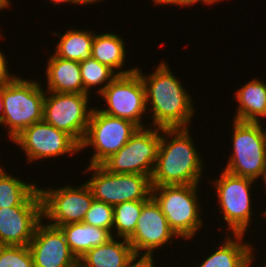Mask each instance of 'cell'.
Segmentation results:
<instances>
[{"label": "cell", "instance_id": "cell-15", "mask_svg": "<svg viewBox=\"0 0 266 267\" xmlns=\"http://www.w3.org/2000/svg\"><path fill=\"white\" fill-rule=\"evenodd\" d=\"M174 237L178 236L168 224L159 204L151 196L144 203L135 231L128 239L135 255L154 257L153 251L173 242Z\"/></svg>", "mask_w": 266, "mask_h": 267}, {"label": "cell", "instance_id": "cell-29", "mask_svg": "<svg viewBox=\"0 0 266 267\" xmlns=\"http://www.w3.org/2000/svg\"><path fill=\"white\" fill-rule=\"evenodd\" d=\"M6 60L5 54L0 51V88L14 77L8 70L9 66H7L8 62Z\"/></svg>", "mask_w": 266, "mask_h": 267}, {"label": "cell", "instance_id": "cell-6", "mask_svg": "<svg viewBox=\"0 0 266 267\" xmlns=\"http://www.w3.org/2000/svg\"><path fill=\"white\" fill-rule=\"evenodd\" d=\"M85 171H94L86 182L94 199L113 207L123 202L148 200L152 196L150 176L112 173L102 165H88Z\"/></svg>", "mask_w": 266, "mask_h": 267}, {"label": "cell", "instance_id": "cell-19", "mask_svg": "<svg viewBox=\"0 0 266 267\" xmlns=\"http://www.w3.org/2000/svg\"><path fill=\"white\" fill-rule=\"evenodd\" d=\"M47 90L55 93H84L79 62L57 57L47 60Z\"/></svg>", "mask_w": 266, "mask_h": 267}, {"label": "cell", "instance_id": "cell-9", "mask_svg": "<svg viewBox=\"0 0 266 267\" xmlns=\"http://www.w3.org/2000/svg\"><path fill=\"white\" fill-rule=\"evenodd\" d=\"M88 103L89 94L45 91L43 119L70 135L80 145L93 110L89 109Z\"/></svg>", "mask_w": 266, "mask_h": 267}, {"label": "cell", "instance_id": "cell-27", "mask_svg": "<svg viewBox=\"0 0 266 267\" xmlns=\"http://www.w3.org/2000/svg\"><path fill=\"white\" fill-rule=\"evenodd\" d=\"M113 218V206L94 199L82 222L107 229L114 237L115 234L112 232Z\"/></svg>", "mask_w": 266, "mask_h": 267}, {"label": "cell", "instance_id": "cell-37", "mask_svg": "<svg viewBox=\"0 0 266 267\" xmlns=\"http://www.w3.org/2000/svg\"><path fill=\"white\" fill-rule=\"evenodd\" d=\"M83 5H88V4H91L92 2H93V4H94V2L96 3V2H101V1H103V0H79Z\"/></svg>", "mask_w": 266, "mask_h": 267}, {"label": "cell", "instance_id": "cell-31", "mask_svg": "<svg viewBox=\"0 0 266 267\" xmlns=\"http://www.w3.org/2000/svg\"><path fill=\"white\" fill-rule=\"evenodd\" d=\"M155 4L159 5H177V6H189L191 5V0H152Z\"/></svg>", "mask_w": 266, "mask_h": 267}, {"label": "cell", "instance_id": "cell-2", "mask_svg": "<svg viewBox=\"0 0 266 267\" xmlns=\"http://www.w3.org/2000/svg\"><path fill=\"white\" fill-rule=\"evenodd\" d=\"M136 71L145 87L146 106L152 107L151 125L158 128H188L195 113L193 102L167 63H160L147 77L140 68L136 67Z\"/></svg>", "mask_w": 266, "mask_h": 267}, {"label": "cell", "instance_id": "cell-30", "mask_svg": "<svg viewBox=\"0 0 266 267\" xmlns=\"http://www.w3.org/2000/svg\"><path fill=\"white\" fill-rule=\"evenodd\" d=\"M153 261V257L136 256L128 267H154L155 264Z\"/></svg>", "mask_w": 266, "mask_h": 267}, {"label": "cell", "instance_id": "cell-28", "mask_svg": "<svg viewBox=\"0 0 266 267\" xmlns=\"http://www.w3.org/2000/svg\"><path fill=\"white\" fill-rule=\"evenodd\" d=\"M0 267H34L29 247L0 245Z\"/></svg>", "mask_w": 266, "mask_h": 267}, {"label": "cell", "instance_id": "cell-18", "mask_svg": "<svg viewBox=\"0 0 266 267\" xmlns=\"http://www.w3.org/2000/svg\"><path fill=\"white\" fill-rule=\"evenodd\" d=\"M227 237L224 243L198 267H252L254 261L253 247L244 243L243 237L245 234H231ZM233 235V237H232ZM234 238V239H233Z\"/></svg>", "mask_w": 266, "mask_h": 267}, {"label": "cell", "instance_id": "cell-36", "mask_svg": "<svg viewBox=\"0 0 266 267\" xmlns=\"http://www.w3.org/2000/svg\"><path fill=\"white\" fill-rule=\"evenodd\" d=\"M0 124L2 125L3 122V100L0 94Z\"/></svg>", "mask_w": 266, "mask_h": 267}, {"label": "cell", "instance_id": "cell-7", "mask_svg": "<svg viewBox=\"0 0 266 267\" xmlns=\"http://www.w3.org/2000/svg\"><path fill=\"white\" fill-rule=\"evenodd\" d=\"M138 128L129 120L107 115L94 107L80 150L91 146L94 154L89 165H101L118 152Z\"/></svg>", "mask_w": 266, "mask_h": 267}, {"label": "cell", "instance_id": "cell-14", "mask_svg": "<svg viewBox=\"0 0 266 267\" xmlns=\"http://www.w3.org/2000/svg\"><path fill=\"white\" fill-rule=\"evenodd\" d=\"M43 220L37 188L20 206L0 209V245L28 246Z\"/></svg>", "mask_w": 266, "mask_h": 267}, {"label": "cell", "instance_id": "cell-35", "mask_svg": "<svg viewBox=\"0 0 266 267\" xmlns=\"http://www.w3.org/2000/svg\"><path fill=\"white\" fill-rule=\"evenodd\" d=\"M10 6V0H0V11L1 9L8 8Z\"/></svg>", "mask_w": 266, "mask_h": 267}, {"label": "cell", "instance_id": "cell-5", "mask_svg": "<svg viewBox=\"0 0 266 267\" xmlns=\"http://www.w3.org/2000/svg\"><path fill=\"white\" fill-rule=\"evenodd\" d=\"M233 152L225 171L240 177L257 180L262 176L266 153V128L261 122L233 119Z\"/></svg>", "mask_w": 266, "mask_h": 267}, {"label": "cell", "instance_id": "cell-1", "mask_svg": "<svg viewBox=\"0 0 266 267\" xmlns=\"http://www.w3.org/2000/svg\"><path fill=\"white\" fill-rule=\"evenodd\" d=\"M189 130L161 128L157 161L151 177L152 187L201 183L204 164Z\"/></svg>", "mask_w": 266, "mask_h": 267}, {"label": "cell", "instance_id": "cell-17", "mask_svg": "<svg viewBox=\"0 0 266 267\" xmlns=\"http://www.w3.org/2000/svg\"><path fill=\"white\" fill-rule=\"evenodd\" d=\"M123 240V241H121ZM113 237L106 244L93 247L79 260L80 267H128L136 255L127 239Z\"/></svg>", "mask_w": 266, "mask_h": 267}, {"label": "cell", "instance_id": "cell-33", "mask_svg": "<svg viewBox=\"0 0 266 267\" xmlns=\"http://www.w3.org/2000/svg\"><path fill=\"white\" fill-rule=\"evenodd\" d=\"M219 1H222V0H191V5H195V3H198V2H203L205 5L208 4L209 6L211 4L218 3Z\"/></svg>", "mask_w": 266, "mask_h": 267}, {"label": "cell", "instance_id": "cell-3", "mask_svg": "<svg viewBox=\"0 0 266 267\" xmlns=\"http://www.w3.org/2000/svg\"><path fill=\"white\" fill-rule=\"evenodd\" d=\"M3 122L11 141L25 128L43 120L45 91L36 80L14 76L0 88Z\"/></svg>", "mask_w": 266, "mask_h": 267}, {"label": "cell", "instance_id": "cell-12", "mask_svg": "<svg viewBox=\"0 0 266 267\" xmlns=\"http://www.w3.org/2000/svg\"><path fill=\"white\" fill-rule=\"evenodd\" d=\"M38 189L42 200L43 220H50L47 224L55 227L82 222L94 201L86 182L77 188L67 185L60 189Z\"/></svg>", "mask_w": 266, "mask_h": 267}, {"label": "cell", "instance_id": "cell-8", "mask_svg": "<svg viewBox=\"0 0 266 267\" xmlns=\"http://www.w3.org/2000/svg\"><path fill=\"white\" fill-rule=\"evenodd\" d=\"M153 128H138L129 141L101 165L112 173L142 174L152 177L161 132V128Z\"/></svg>", "mask_w": 266, "mask_h": 267}, {"label": "cell", "instance_id": "cell-4", "mask_svg": "<svg viewBox=\"0 0 266 267\" xmlns=\"http://www.w3.org/2000/svg\"><path fill=\"white\" fill-rule=\"evenodd\" d=\"M198 185L152 187V197L159 204L171 229L183 240L195 237L204 224L199 215L201 208L198 203Z\"/></svg>", "mask_w": 266, "mask_h": 267}, {"label": "cell", "instance_id": "cell-11", "mask_svg": "<svg viewBox=\"0 0 266 267\" xmlns=\"http://www.w3.org/2000/svg\"><path fill=\"white\" fill-rule=\"evenodd\" d=\"M100 96L107 103V108L99 109L101 112L129 120L139 128L145 127L143 114L149 107L146 106L145 87L137 71L118 75Z\"/></svg>", "mask_w": 266, "mask_h": 267}, {"label": "cell", "instance_id": "cell-32", "mask_svg": "<svg viewBox=\"0 0 266 267\" xmlns=\"http://www.w3.org/2000/svg\"><path fill=\"white\" fill-rule=\"evenodd\" d=\"M55 5L56 4H62V3H73L74 5H83L79 0H51Z\"/></svg>", "mask_w": 266, "mask_h": 267}, {"label": "cell", "instance_id": "cell-10", "mask_svg": "<svg viewBox=\"0 0 266 267\" xmlns=\"http://www.w3.org/2000/svg\"><path fill=\"white\" fill-rule=\"evenodd\" d=\"M220 179L212 181L227 229L231 234H246L252 214L251 186L255 180L221 171ZM222 208V209H221Z\"/></svg>", "mask_w": 266, "mask_h": 267}, {"label": "cell", "instance_id": "cell-20", "mask_svg": "<svg viewBox=\"0 0 266 267\" xmlns=\"http://www.w3.org/2000/svg\"><path fill=\"white\" fill-rule=\"evenodd\" d=\"M238 109L234 120L243 122H260V117L266 118V83L252 79L235 91Z\"/></svg>", "mask_w": 266, "mask_h": 267}, {"label": "cell", "instance_id": "cell-13", "mask_svg": "<svg viewBox=\"0 0 266 267\" xmlns=\"http://www.w3.org/2000/svg\"><path fill=\"white\" fill-rule=\"evenodd\" d=\"M12 141L22 148L29 162L80 152V145L70 135L44 119L25 128Z\"/></svg>", "mask_w": 266, "mask_h": 267}, {"label": "cell", "instance_id": "cell-21", "mask_svg": "<svg viewBox=\"0 0 266 267\" xmlns=\"http://www.w3.org/2000/svg\"><path fill=\"white\" fill-rule=\"evenodd\" d=\"M59 228L63 232L71 252L78 260L93 247L106 244L113 238L107 229L84 222L70 223L59 226Z\"/></svg>", "mask_w": 266, "mask_h": 267}, {"label": "cell", "instance_id": "cell-26", "mask_svg": "<svg viewBox=\"0 0 266 267\" xmlns=\"http://www.w3.org/2000/svg\"><path fill=\"white\" fill-rule=\"evenodd\" d=\"M84 94H90L89 90L103 85L97 91L100 94L118 75L108 66L98 62L93 57L79 63ZM94 86V87H93Z\"/></svg>", "mask_w": 266, "mask_h": 267}, {"label": "cell", "instance_id": "cell-16", "mask_svg": "<svg viewBox=\"0 0 266 267\" xmlns=\"http://www.w3.org/2000/svg\"><path fill=\"white\" fill-rule=\"evenodd\" d=\"M28 247L34 267L78 266V259L71 252L59 227L40 222Z\"/></svg>", "mask_w": 266, "mask_h": 267}, {"label": "cell", "instance_id": "cell-22", "mask_svg": "<svg viewBox=\"0 0 266 267\" xmlns=\"http://www.w3.org/2000/svg\"><path fill=\"white\" fill-rule=\"evenodd\" d=\"M124 39L118 34L105 33L96 34L92 42L91 57L98 62L108 66L117 75H126L136 71V67L128 70H121L125 65L126 51Z\"/></svg>", "mask_w": 266, "mask_h": 267}, {"label": "cell", "instance_id": "cell-25", "mask_svg": "<svg viewBox=\"0 0 266 267\" xmlns=\"http://www.w3.org/2000/svg\"><path fill=\"white\" fill-rule=\"evenodd\" d=\"M146 201H128L113 207V231H116L117 238L120 237L128 240L133 235Z\"/></svg>", "mask_w": 266, "mask_h": 267}, {"label": "cell", "instance_id": "cell-34", "mask_svg": "<svg viewBox=\"0 0 266 267\" xmlns=\"http://www.w3.org/2000/svg\"><path fill=\"white\" fill-rule=\"evenodd\" d=\"M261 179H263V182L265 184L264 186L266 187V153H265L264 168H263V173H262ZM265 190H266V188H265Z\"/></svg>", "mask_w": 266, "mask_h": 267}, {"label": "cell", "instance_id": "cell-23", "mask_svg": "<svg viewBox=\"0 0 266 267\" xmlns=\"http://www.w3.org/2000/svg\"><path fill=\"white\" fill-rule=\"evenodd\" d=\"M55 36L59 35L60 40L56 44L55 55L57 57L82 62L91 57L92 42L94 39V32L87 30L71 29L60 35L53 33Z\"/></svg>", "mask_w": 266, "mask_h": 267}, {"label": "cell", "instance_id": "cell-24", "mask_svg": "<svg viewBox=\"0 0 266 267\" xmlns=\"http://www.w3.org/2000/svg\"><path fill=\"white\" fill-rule=\"evenodd\" d=\"M37 188L33 181L25 183L0 166V209L20 206Z\"/></svg>", "mask_w": 266, "mask_h": 267}]
</instances>
